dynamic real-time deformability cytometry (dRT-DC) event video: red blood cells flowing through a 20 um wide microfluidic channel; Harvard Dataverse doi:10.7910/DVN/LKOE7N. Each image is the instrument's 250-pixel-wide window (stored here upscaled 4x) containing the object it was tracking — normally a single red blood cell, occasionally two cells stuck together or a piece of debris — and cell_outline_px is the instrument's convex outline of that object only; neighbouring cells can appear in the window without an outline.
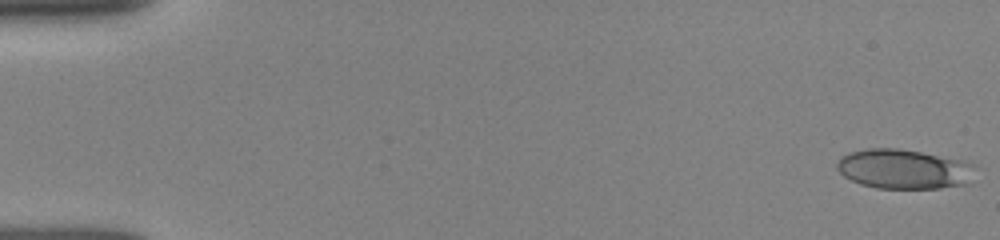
{"species": "human", "species_latin": "Homo sapiens", "temperature_condition": "room temperature", "stored_images_in_passage": 5, "camera_frame_rate_fps": 3000, "um_per_image_px": 0.085, "donor": {"sex": "female"}, "frame": {"image": 1, "passage_image": 1, "time_ms": 0.0, "image_size_px": [1000, 240], "cell_outline_px": [[944, 184], [928, 188], [888, 188], [868, 184], [848, 156], [860, 152], [912, 152], [928, 156], [940, 160], [944, 172]], "centroid_in_image_um": [76.43, 14.41], "position_along_channel_um": 8.6, "area_um2": 20.52}}